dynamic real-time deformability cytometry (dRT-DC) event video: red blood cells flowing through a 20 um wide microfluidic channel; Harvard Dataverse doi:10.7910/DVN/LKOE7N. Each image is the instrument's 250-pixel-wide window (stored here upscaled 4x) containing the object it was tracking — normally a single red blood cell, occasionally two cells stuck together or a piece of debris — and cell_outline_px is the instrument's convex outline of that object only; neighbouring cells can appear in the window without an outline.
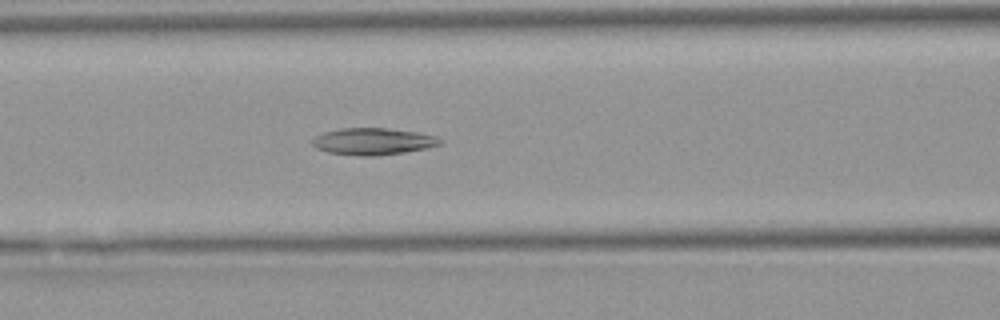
{"species": "Egyptian fruit bat (a non-hibernating species)", "species_latin": "Rousettus aegyptiacus", "temperature_condition": "warm", "stored_images_in_passage": 51, "camera_frame_rate_fps": 3000, "um_per_image_px": 0.085, "animal": {"sex": "female"}, "frame": {"image": 1, "passage_image": 21, "time_ms": 6.667, "image_size_px": [1000, 320], "cell_outline_px": [[444, 140], [440, 144], [428, 148], [380, 156], [364, 156], [328, 152], [316, 148], [312, 144], [312, 140], [316, 136], [324, 132], [340, 128], [388, 128], [416, 132], [436, 136]], "centroid_in_image_um": [31.73, 12.02], "position_along_channel_um": 134.9, "area_um2": 20.0}}
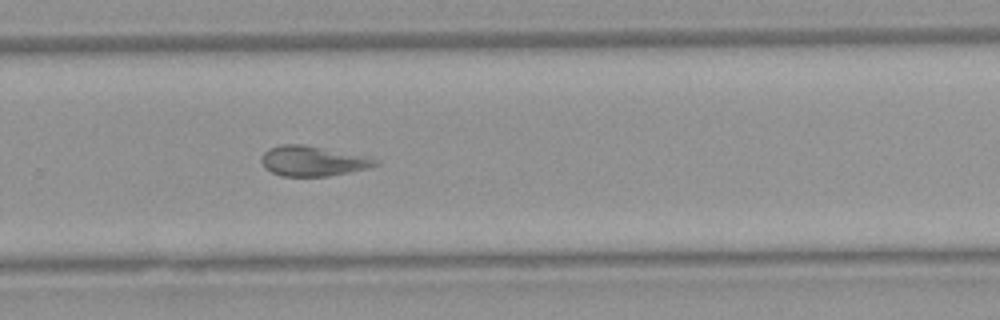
{"frame": {"image": 2, "passage_image": 34, "time_ms": 11.0, "image_size_px": [1000, 320], "cell_outline_px": [[380, 164], [368, 168], [328, 176], [284, 176], [272, 172], [264, 168], [260, 160], [264, 152], [268, 148], [280, 144], [304, 144], [372, 156], [380, 160]], "centroid_in_image_um": [26.64, 13.66], "position_along_channel_um": 303.2, "area_um2": 20.4}}
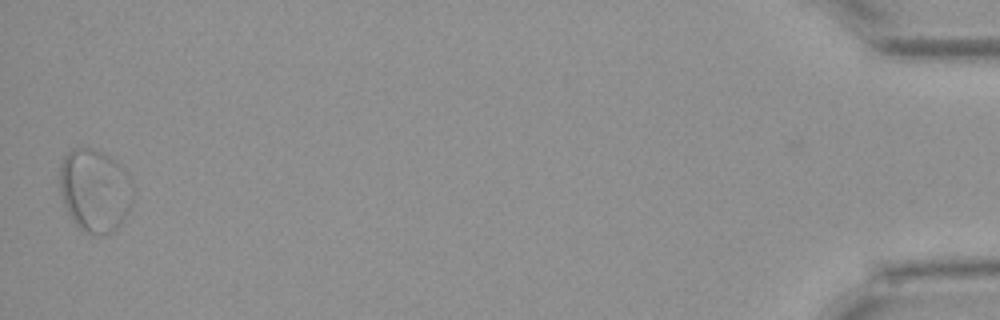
{"frame": {"image": 3, "passage_image": 51, "time_ms": 16.667, "image_size_px": [1000, 320], "cell_outline_px": [[132, 204], [128, 212], [120, 224], [112, 232], [104, 236], [100, 236], [88, 232], [80, 228], [76, 224], [68, 212], [64, 204], [60, 192], [60, 164], [64, 156], [72, 148], [92, 148], [108, 156], [120, 168], [132, 188]], "centroid_in_image_um": [8.02, 16.21], "position_along_channel_um": 427.2, "area_um2": 34.74}, "authors_computed_cell_mechanics": {"area_um2": 20.519, "velocity_mm_per_s": 3.9089, "shape_relaxation_time_tau1_ms": null, "shape_relaxation_time_tau2_ms": 3.3278, "deformation_change_tau1": null, "deformation_change_tau2": 0.1101}}